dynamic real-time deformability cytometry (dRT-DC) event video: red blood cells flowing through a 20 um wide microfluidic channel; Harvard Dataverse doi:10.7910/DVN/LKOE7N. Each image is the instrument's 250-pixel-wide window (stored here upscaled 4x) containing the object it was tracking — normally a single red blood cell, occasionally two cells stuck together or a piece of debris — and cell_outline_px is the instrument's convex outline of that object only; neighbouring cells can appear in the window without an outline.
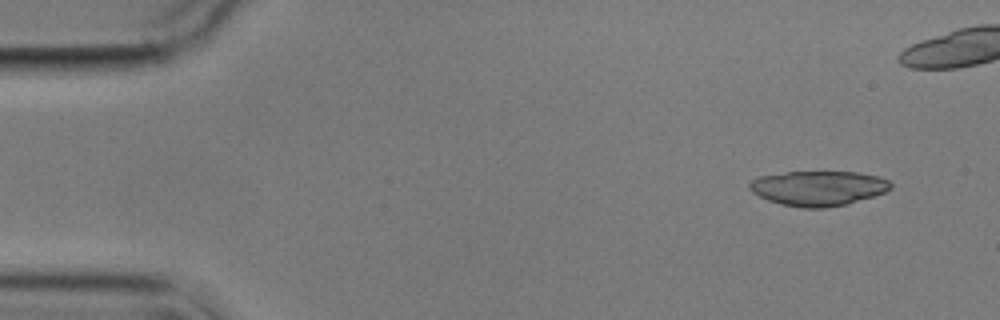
{"species": "common noctule bat (a hibernating species)", "species_latin": "Nyctalus noctula", "temperature_condition": "cold", "stored_images_in_passage": 5, "camera_frame_rate_fps": 3000, "um_per_image_px": 0.085, "animal": {"sex": "male", "body_mass_g": 17.9}, "frame": {"image": 1, "passage_image": 1, "time_ms": 0.0, "image_size_px": [1000, 320], "cell_outline_px": [[892, 188], [884, 192], [848, 204], [824, 208], [800, 208], [780, 204], [768, 200], [752, 192], [748, 188], [748, 184], [752, 180], [760, 176], [788, 172], [860, 172], [880, 176], [888, 180], [892, 184]], "centroid_in_image_um": [69.56, 16.0], "position_along_channel_um": 15.4, "area_um2": 28.78}}